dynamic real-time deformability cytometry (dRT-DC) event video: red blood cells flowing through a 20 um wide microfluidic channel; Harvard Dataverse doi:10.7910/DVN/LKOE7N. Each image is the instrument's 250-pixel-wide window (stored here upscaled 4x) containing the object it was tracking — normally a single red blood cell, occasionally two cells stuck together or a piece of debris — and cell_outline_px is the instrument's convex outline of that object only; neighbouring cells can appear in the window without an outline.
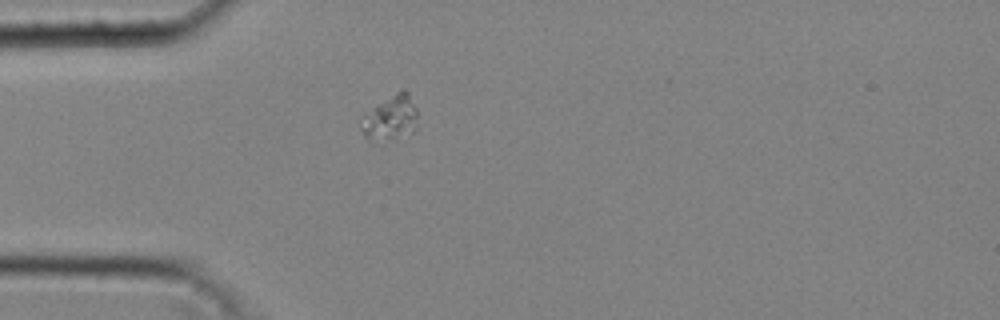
{"species": "common noctule bat (a hibernating species)", "species_latin": "Nyctalus noctula", "temperature_condition": "cold", "stored_images_in_passage": 30, "camera_frame_rate_fps": 3000, "um_per_image_px": 0.085, "animal": {"sex": "male", "body_mass_g": 20.4}, "frame": {"image": 1, "passage_image": 1, "time_ms": 0.0, "image_size_px": [1000, 320], "cell_outline_px": [[416, 128], [412, 132], [372, 144], [364, 136], [360, 128], [360, 116], [376, 104], [396, 92], [404, 88], [408, 92], [416, 108]], "centroid_in_image_um": [33.11, 10.03], "position_along_channel_um": 51.9, "area_um2": 15.09}}
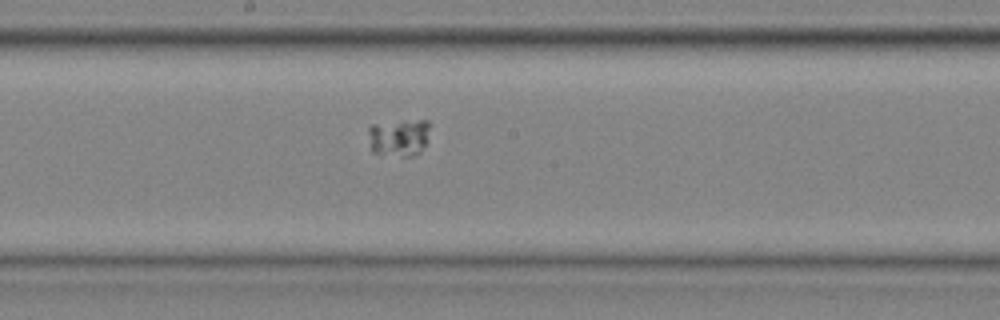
{"frame": {"image": 2, "passage_image": 13, "time_ms": 4.0, "image_size_px": [1000, 320], "cell_outline_px": [[428, 128], [424, 144], [420, 152], [416, 156], [404, 156], [372, 152], [368, 132], [368, 128], [372, 124], [404, 120], [428, 120]], "centroid_in_image_um": [33.88, 11.67], "position_along_channel_um": 214.3, "area_um2": 13.24}}
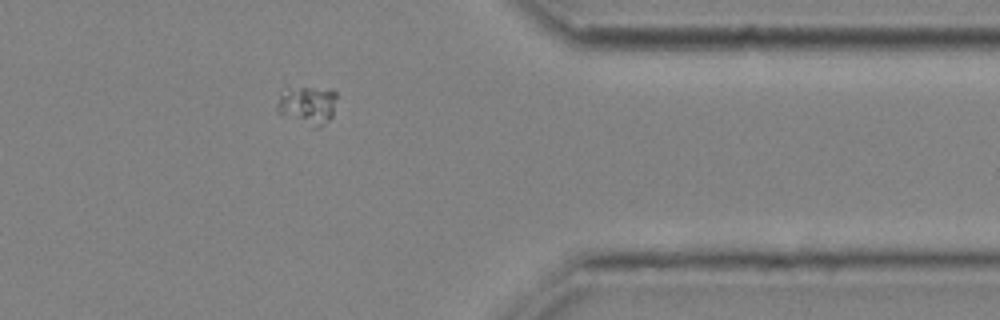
{"frame": {"image": 3, "passage_image": 26, "time_ms": 8.333, "image_size_px": [1000, 320], "cell_outline_px": [[336, 96], [332, 116], [324, 124], [316, 128], [276, 112], [276, 104], [280, 96], [288, 88], [312, 88], [336, 92]], "centroid_in_image_um": [26.11, 8.96], "position_along_channel_um": 385.3, "area_um2": 12.89}}